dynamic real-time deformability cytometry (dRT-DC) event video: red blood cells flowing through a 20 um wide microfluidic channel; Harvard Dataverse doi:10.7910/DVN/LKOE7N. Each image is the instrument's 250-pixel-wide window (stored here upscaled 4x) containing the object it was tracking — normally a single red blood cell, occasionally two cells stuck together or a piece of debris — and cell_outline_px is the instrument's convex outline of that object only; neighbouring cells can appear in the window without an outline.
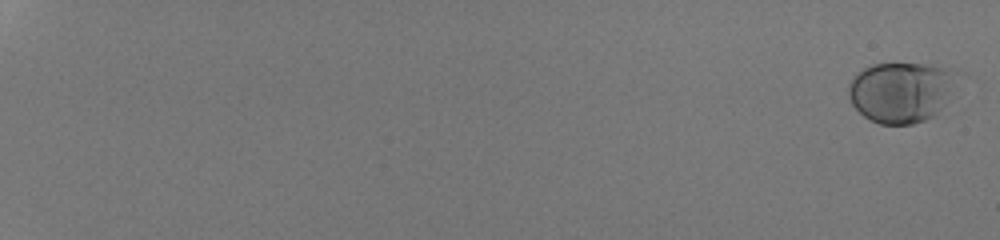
{"species": "human", "species_latin": "Homo sapiens", "temperature_condition": "room temperature", "stored_images_in_passage": 55, "camera_frame_rate_fps": 3000, "um_per_image_px": 0.085, "donor": {"sex": "male"}, "frame": {"image": 1, "passage_image": 2, "time_ms": 0.333, "image_size_px": [1000, 240], "cell_outline_px": [[948, 88], [944, 104], [936, 116], [912, 124], [880, 124], [864, 116], [852, 104], [848, 96], [848, 84], [864, 68], [872, 64], [924, 64], [948, 68]], "centroid_in_image_um": [76.45, 7.86], "position_along_channel_um": 8.6, "area_um2": 36.82}}
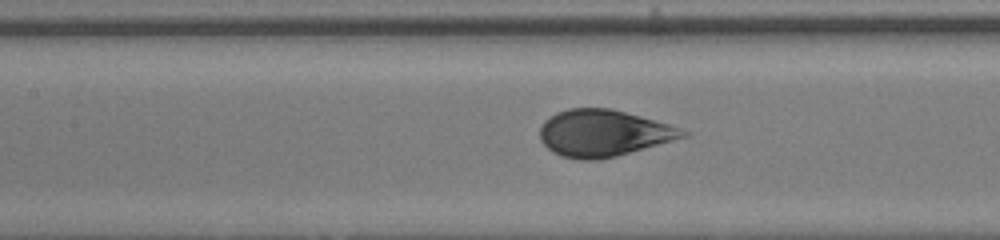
{"frame": {"image": 2, "passage_image": 32, "time_ms": 10.333, "image_size_px": [1000, 240], "cell_outline_px": [[692, 132], [688, 136], [616, 156], [596, 160], [576, 160], [560, 156], [552, 152], [540, 140], [540, 128], [544, 120], [556, 112], [568, 108], [608, 108], [640, 116], [668, 124]], "centroid_in_image_um": [51.26, 11.32], "position_along_channel_um": 156.1, "area_um2": 38.84}}
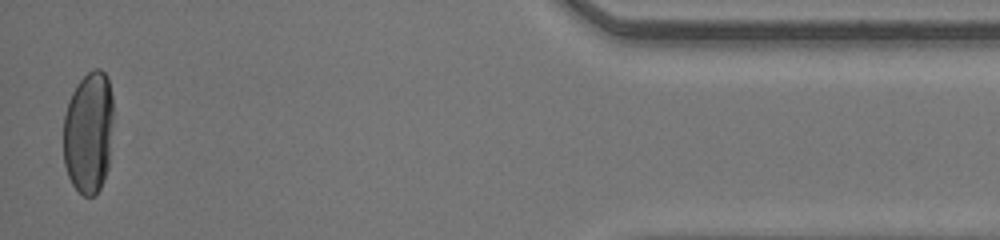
{"frame": {"image": 3, "passage_image": 55, "time_ms": 18.0, "image_size_px": [1000, 240], "cell_outline_px": [[112, 124], [108, 168], [104, 180], [96, 196], [84, 196], [72, 184], [68, 176], [64, 164], [64, 116], [72, 92], [76, 84], [88, 72], [96, 68], [100, 68], [108, 76], [112, 96]], "centroid_in_image_um": [7.53, 11.26], "position_along_channel_um": 427.7, "area_um2": 35.72}, "authors_computed_cell_mechanics": {"area_um2": 37.6278, "velocity_mm_per_s": 4.2282, "shape_relaxation_time_tau1_ms": 3.3856, "shape_relaxation_time_tau2_ms": null, "deformation_change_tau1": 0.1856, "deformation_change_tau2": null}}